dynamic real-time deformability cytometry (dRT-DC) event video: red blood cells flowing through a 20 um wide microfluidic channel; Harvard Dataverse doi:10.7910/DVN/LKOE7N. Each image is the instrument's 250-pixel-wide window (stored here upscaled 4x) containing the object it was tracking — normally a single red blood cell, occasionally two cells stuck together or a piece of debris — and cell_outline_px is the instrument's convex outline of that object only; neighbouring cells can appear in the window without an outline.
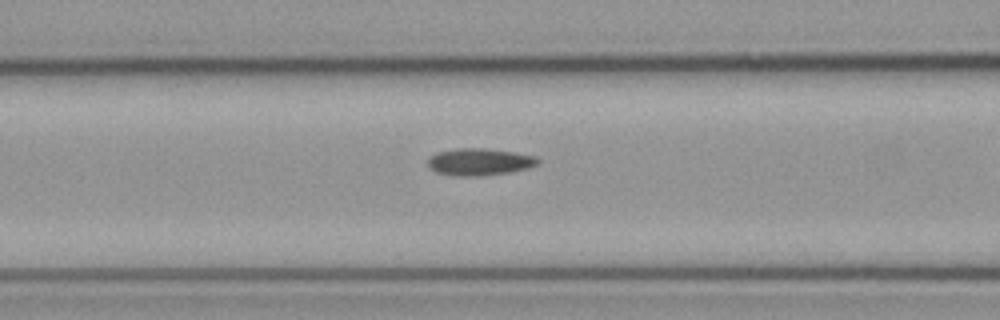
{"species": "common noctule bat (a hibernating species)", "species_latin": "Nyctalus noctula", "temperature_condition": "cold", "stored_images_in_passage": 29, "camera_frame_rate_fps": 3000, "um_per_image_px": 0.085, "animal": {"sex": "male", "body_mass_g": 23.1, "forearm_length_mm": 52.7}, "frame": {"image": 1, "passage_image": 9, "time_ms": 2.667, "image_size_px": [1000, 320], "cell_outline_px": [[540, 164], [528, 168], [508, 172], [480, 176], [456, 176], [436, 172], [428, 164], [428, 156], [436, 152], [456, 148], [484, 148], [516, 152], [536, 156], [540, 160]], "centroid_in_image_um": [40.77, 13.75], "position_along_channel_um": 125.8, "area_um2": 17.51}}
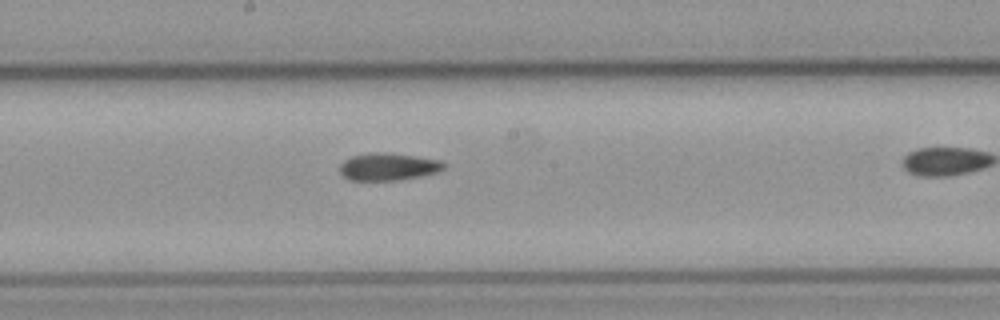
{"frame": {"image": 2, "passage_image": 16, "time_ms": 5.0, "image_size_px": [1000, 320], "cell_outline_px": [[448, 164], [444, 168], [436, 172], [420, 176], [400, 180], [348, 180], [340, 176], [340, 164], [344, 160], [352, 156], [368, 152], [388, 152], [416, 156], [440, 160]], "centroid_in_image_um": [32.97, 14.16], "position_along_channel_um": 215.2, "area_um2": 16.88}}
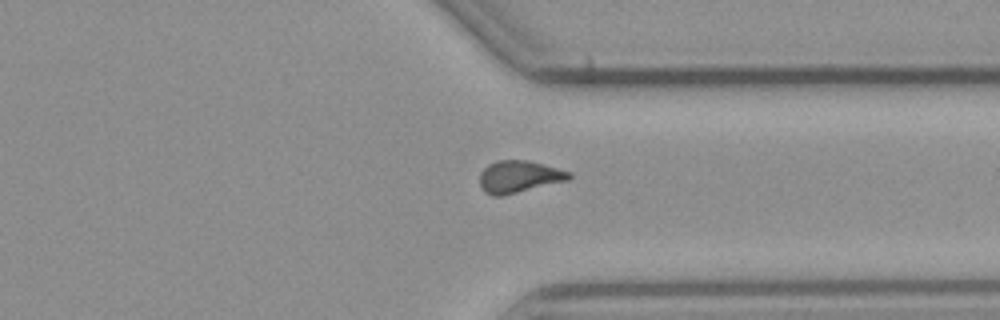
{"frame": {"image": 3, "passage_image": 28, "time_ms": 9.0, "image_size_px": [1000, 320], "cell_outline_px": [[572, 176], [568, 180], [500, 196], [492, 196], [484, 192], [480, 184], [480, 172], [488, 164], [496, 160], [528, 160], [544, 164], [572, 172]], "centroid_in_image_um": [44.11, 15.0], "position_along_channel_um": 367.3, "area_um2": 16.7}}